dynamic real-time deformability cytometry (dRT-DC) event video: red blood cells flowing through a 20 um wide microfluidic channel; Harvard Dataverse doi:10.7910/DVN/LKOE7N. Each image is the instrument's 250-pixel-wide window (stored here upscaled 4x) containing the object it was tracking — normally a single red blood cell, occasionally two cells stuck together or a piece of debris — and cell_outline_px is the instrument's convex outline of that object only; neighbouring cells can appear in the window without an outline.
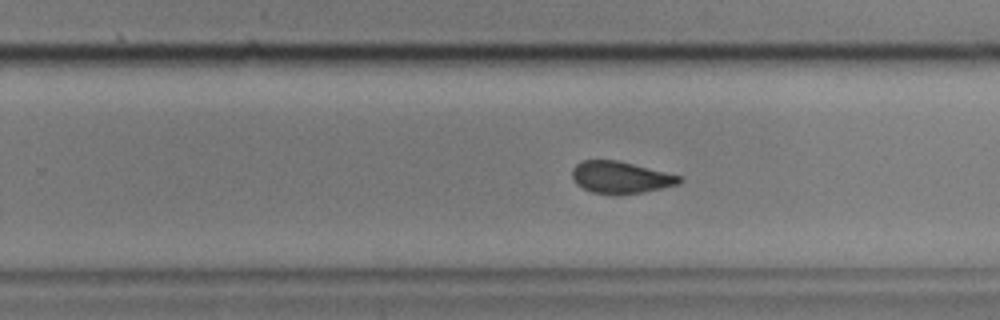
{"species": "common noctule bat (a hibernating species)", "species_latin": "Nyctalus noctula", "temperature_condition": "cold", "stored_images_in_passage": 46, "camera_frame_rate_fps": 3000, "um_per_image_px": 0.085, "animal": {"sex": "male", "body_mass_g": 17.9, "forearm_length_mm": 54.2}, "frame": {"image": 1, "passage_image": 24, "time_ms": 7.667, "image_size_px": [1000, 320], "cell_outline_px": [[684, 180], [680, 184], [644, 192], [592, 192], [576, 184], [572, 180], [572, 168], [580, 160], [616, 160], [684, 176]], "centroid_in_image_um": [52.78, 15.04], "position_along_channel_um": 277.0, "area_um2": 19.65}}
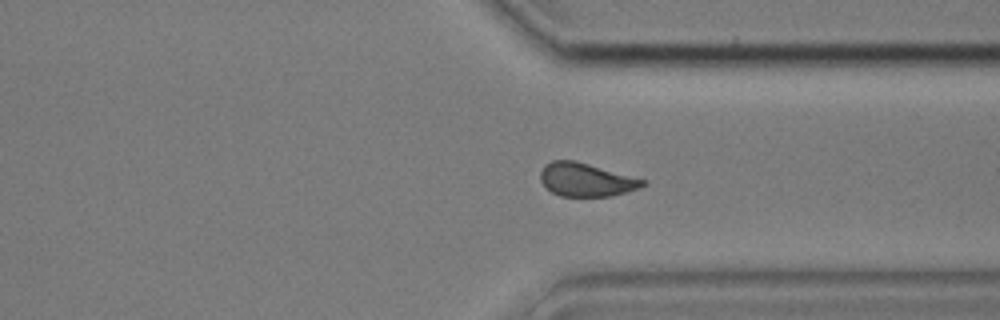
{"frame": {"image": 2, "passage_image": 31, "time_ms": 10.0, "image_size_px": [1000, 320], "cell_outline_px": [[648, 184], [640, 188], [612, 196], [560, 196], [544, 188], [540, 180], [540, 172], [544, 164], [552, 160], [576, 160], [648, 180]], "centroid_in_image_um": [49.83, 15.27], "position_along_channel_um": 361.6, "area_um2": 20.35}}
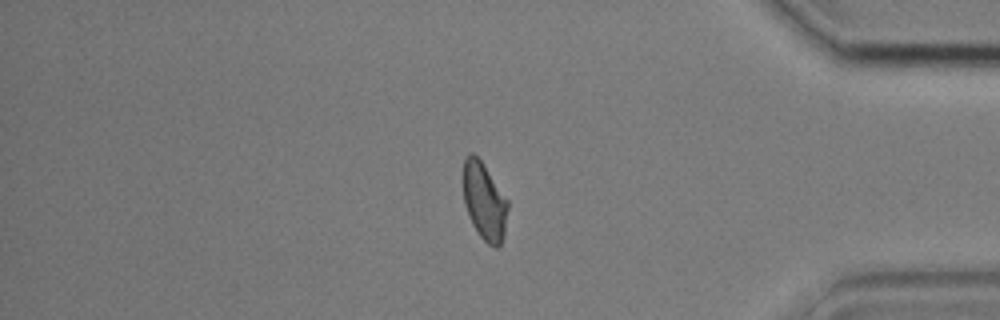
{"frame": {"image": 3, "passage_image": 36, "time_ms": 11.667, "image_size_px": [1000, 320], "cell_outline_px": [[508, 208], [504, 236], [500, 244], [496, 248], [488, 244], [480, 236], [472, 224], [468, 216], [464, 204], [464, 160], [468, 152], [472, 152], [480, 160], [508, 200]], "centroid_in_image_um": [41.17, 17.14], "position_along_channel_um": 394.0, "area_um2": 19.94}, "authors_computed_cell_mechanics": {"area_um2": 20.6346, "velocity_mm_per_s": 3.6193, "shape_relaxation_time_tau1_ms": 8.5711, "shape_relaxation_time_tau2_ms": 1.1119, "deformation_change_tau1": 0.1573, "deformation_change_tau2": 0.0406}}